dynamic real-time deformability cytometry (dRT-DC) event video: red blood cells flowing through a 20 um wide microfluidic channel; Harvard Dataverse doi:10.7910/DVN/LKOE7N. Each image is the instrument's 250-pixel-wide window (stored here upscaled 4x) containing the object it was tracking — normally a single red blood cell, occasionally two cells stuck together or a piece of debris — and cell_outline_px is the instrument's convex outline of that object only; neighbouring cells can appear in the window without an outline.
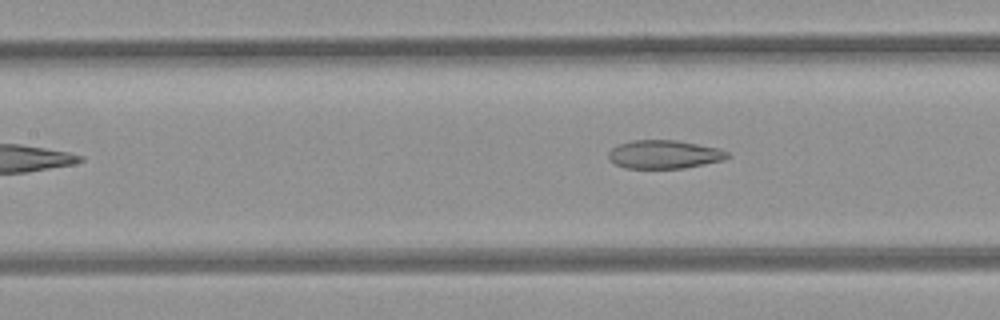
{"species": "common noctule bat (a hibernating species)", "species_latin": "Nyctalus noctula", "temperature_condition": "room temperature", "stored_images_in_passage": 4, "camera_frame_rate_fps": 3000, "um_per_image_px": 0.085, "animal": {"sex": "female", "body_mass_g": 21.9}, "frame": {"image": 1, "passage_image": 4, "time_ms": 1.0, "image_size_px": [1000, 320], "cell_outline_px": [[732, 156], [724, 160], [684, 168], [624, 168], [616, 164], [608, 156], [608, 152], [612, 148], [620, 144], [632, 140], [676, 140], [720, 148], [728, 152]], "centroid_in_image_um": [56.5, 13.12], "position_along_channel_um": 150.9, "area_um2": 19.71}}